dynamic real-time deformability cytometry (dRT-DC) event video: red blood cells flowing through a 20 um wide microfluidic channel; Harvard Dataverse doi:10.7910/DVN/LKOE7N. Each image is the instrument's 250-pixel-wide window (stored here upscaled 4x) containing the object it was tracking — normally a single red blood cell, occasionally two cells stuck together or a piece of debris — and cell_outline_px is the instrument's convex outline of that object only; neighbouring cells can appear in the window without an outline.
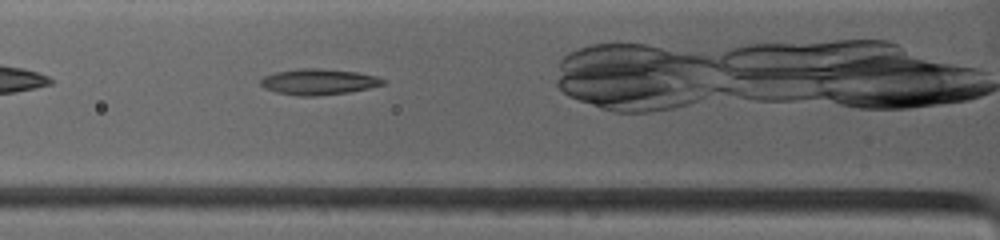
{"species": "common noctule bat (a hibernating species)", "species_latin": "Nyctalus noctula", "temperature_condition": "warm", "stored_images_in_passage": 3, "camera_frame_rate_fps": 4500, "um_per_image_px": 0.085, "animal": {"sex": "female", "body_mass_g": 19.0, "forearm_length_mm": 53.3}, "frame": {"image": 1, "passage_image": 2, "time_ms": 0.667, "image_size_px": [1000, 240], "cell_outline_px": [[384, 84], [368, 88], [348, 92], [316, 96], [300, 96], [276, 92], [264, 88], [260, 84], [260, 80], [264, 76], [276, 72], [296, 68], [320, 68], [356, 72], [376, 76], [384, 80]], "centroid_in_image_um": [27.03, 6.95], "position_along_channel_um": 98.8, "area_um2": 18.38}}